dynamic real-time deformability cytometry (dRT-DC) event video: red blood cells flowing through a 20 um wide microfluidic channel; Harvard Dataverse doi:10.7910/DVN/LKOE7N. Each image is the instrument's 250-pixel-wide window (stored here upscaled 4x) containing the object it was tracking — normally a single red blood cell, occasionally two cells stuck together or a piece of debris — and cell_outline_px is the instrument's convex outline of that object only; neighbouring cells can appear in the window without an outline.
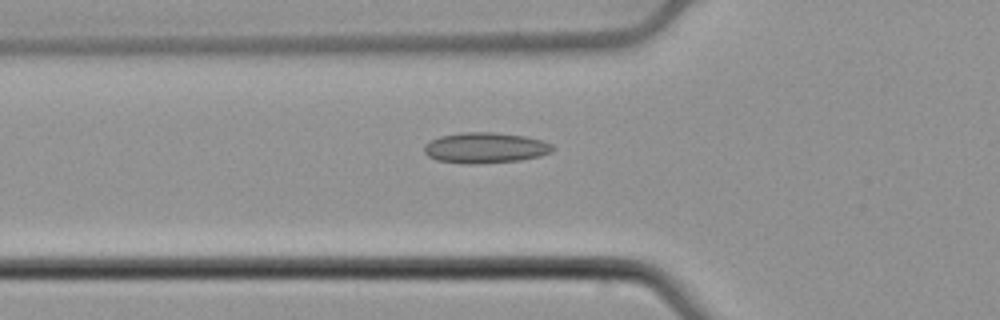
{"species": "common noctule bat (a hibernating species)", "species_latin": "Nyctalus noctula", "temperature_condition": "cold", "stored_images_in_passage": 35, "camera_frame_rate_fps": 3000, "um_per_image_px": 0.085, "animal": {"sex": "male", "body_mass_g": 21.5, "forearm_length_mm": 52.0}, "frame": {"image": 1, "passage_image": 2, "time_ms": 0.333, "image_size_px": [1000, 320], "cell_outline_px": [[556, 148], [552, 152], [540, 156], [520, 160], [472, 164], [468, 164], [436, 160], [428, 156], [424, 152], [424, 144], [440, 136], [460, 132], [496, 132], [524, 136], [540, 140], [552, 144]], "centroid_in_image_um": [41.25, 12.56], "position_along_channel_um": 84.6, "area_um2": 23.0}}
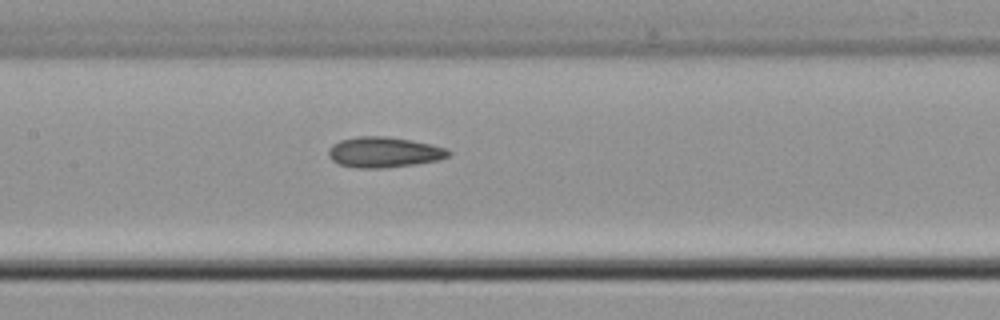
{"frame": {"image": 2, "passage_image": 9, "time_ms": 2.667, "image_size_px": [1000, 320], "cell_outline_px": [[452, 152], [448, 156], [440, 160], [416, 164], [384, 168], [356, 168], [340, 164], [332, 160], [328, 156], [328, 148], [332, 144], [340, 140], [360, 136], [384, 136], [412, 140], [432, 144], [448, 148]], "centroid_in_image_um": [32.66, 12.94], "position_along_channel_um": 174.7, "area_um2": 21.56}}
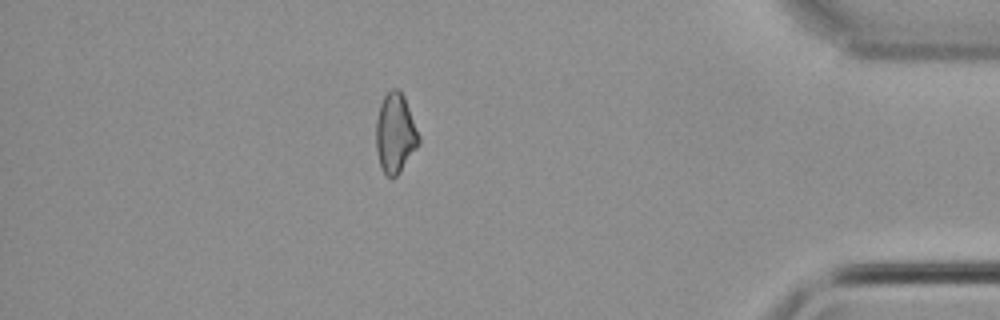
{"frame": {"image": 3, "passage_image": 30, "time_ms": 9.667, "image_size_px": [1000, 320], "cell_outline_px": [[420, 144], [400, 172], [392, 180], [384, 176], [380, 164], [376, 148], [376, 120], [380, 104], [384, 96], [392, 88], [400, 88], [404, 96], [420, 136]], "centroid_in_image_um": [33.6, 11.35], "position_along_channel_um": 401.6, "area_um2": 20.11}}